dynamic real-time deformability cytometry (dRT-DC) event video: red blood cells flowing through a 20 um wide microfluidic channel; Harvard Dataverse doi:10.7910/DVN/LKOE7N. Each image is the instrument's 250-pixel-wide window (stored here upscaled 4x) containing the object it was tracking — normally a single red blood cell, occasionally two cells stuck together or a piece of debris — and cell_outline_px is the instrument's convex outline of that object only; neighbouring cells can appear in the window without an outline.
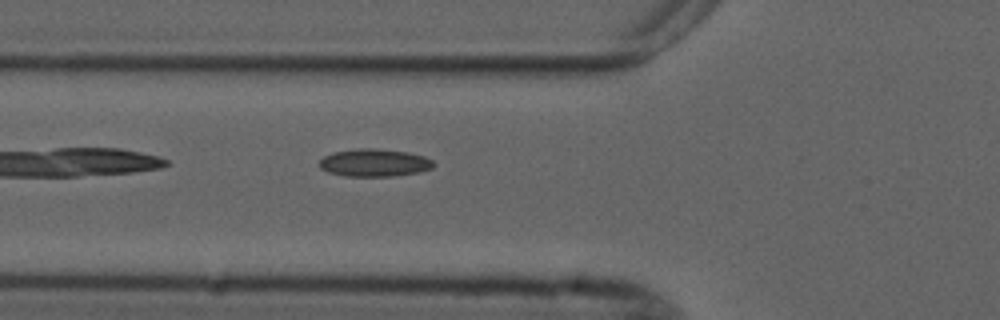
{"species": "common noctule bat (a hibernating species)", "species_latin": "Nyctalus noctula", "temperature_condition": "cold", "stored_images_in_passage": 5, "camera_frame_rate_fps": 3000, "um_per_image_px": 0.085, "animal": {"sex": "male", "forearm_length_mm": 52.5}, "frame": {"image": 1, "passage_image": 5, "time_ms": 5.333, "image_size_px": [1000, 320], "cell_outline_px": [[436, 164], [432, 168], [420, 172], [392, 176], [344, 176], [328, 172], [320, 168], [320, 160], [324, 156], [332, 152], [360, 148], [372, 148], [408, 152], [424, 156], [432, 160]], "centroid_in_image_um": [31.83, 13.83], "position_along_channel_um": 94.0, "area_um2": 18.44}}